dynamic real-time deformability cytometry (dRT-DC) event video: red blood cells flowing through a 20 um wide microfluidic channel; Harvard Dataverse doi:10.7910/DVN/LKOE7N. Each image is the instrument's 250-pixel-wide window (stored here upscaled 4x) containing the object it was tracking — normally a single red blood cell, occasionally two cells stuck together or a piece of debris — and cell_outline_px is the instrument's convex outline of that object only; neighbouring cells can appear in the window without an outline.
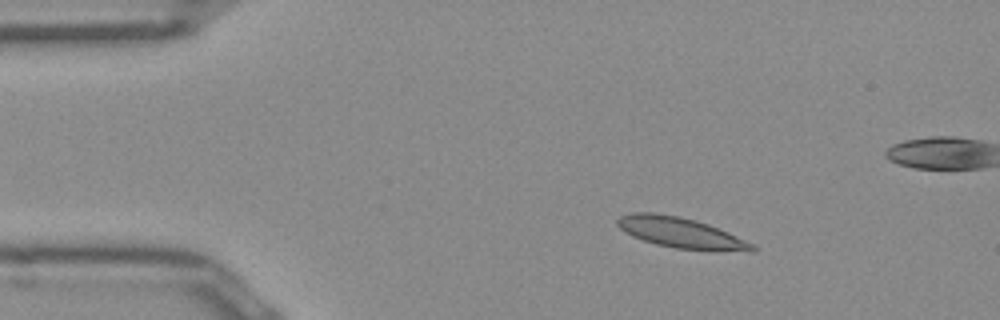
{"species": "Egyptian fruit bat (a non-hibernating species)", "species_latin": "Rousettus aegyptiacus", "temperature_condition": "room temperature", "stored_images_in_passage": 45, "camera_frame_rate_fps": 3000, "um_per_image_px": 0.085, "frame": {"image": 1, "passage_image": 1, "time_ms": 0.0, "image_size_px": [1000, 320], "cell_outline_px": [[756, 252], [712, 252], [676, 248], [656, 244], [632, 236], [620, 228], [616, 224], [616, 220], [620, 216], [632, 212], [656, 212], [696, 220], [708, 224], [728, 232], [752, 244], [756, 248]], "centroid_in_image_um": [57.91, 19.81], "position_along_channel_um": 27.1, "area_um2": 24.33}}
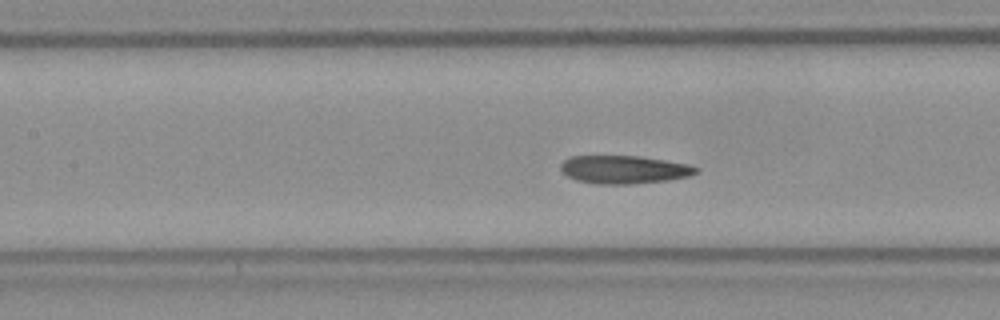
{"frame": {"image": 2, "passage_image": 15, "time_ms": 4.667, "image_size_px": [1000, 320], "cell_outline_px": [[700, 172], [688, 176], [668, 180], [632, 184], [596, 184], [576, 180], [568, 176], [560, 168], [560, 164], [564, 160], [572, 156], [640, 156], [692, 164], [700, 168]], "centroid_in_image_um": [53.1, 14.41], "position_along_channel_um": 154.3, "area_um2": 22.37}}
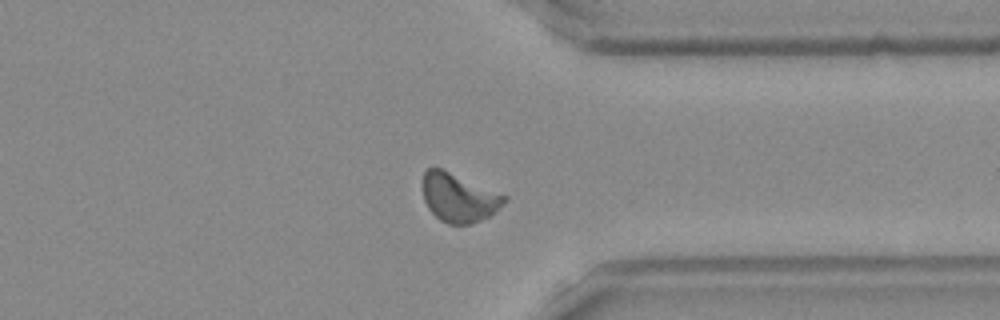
{"frame": {"image": 3, "passage_image": 32, "time_ms": 10.333, "image_size_px": [1000, 320], "cell_outline_px": [[508, 200], [496, 212], [472, 224], [448, 224], [440, 220], [428, 208], [424, 200], [424, 172], [428, 168], [440, 168], [508, 196]], "centroid_in_image_um": [39.03, 16.82], "position_along_channel_um": 372.4, "area_um2": 22.89}, "authors_computed_cell_mechanics": {"area_um2": 22.253, "velocity_mm_per_s": 3.9262, "shape_relaxation_time_tau1_ms": null, "shape_relaxation_time_tau2_ms": 3.0336, "deformation_change_tau1": null, "deformation_change_tau2": 0.085}}